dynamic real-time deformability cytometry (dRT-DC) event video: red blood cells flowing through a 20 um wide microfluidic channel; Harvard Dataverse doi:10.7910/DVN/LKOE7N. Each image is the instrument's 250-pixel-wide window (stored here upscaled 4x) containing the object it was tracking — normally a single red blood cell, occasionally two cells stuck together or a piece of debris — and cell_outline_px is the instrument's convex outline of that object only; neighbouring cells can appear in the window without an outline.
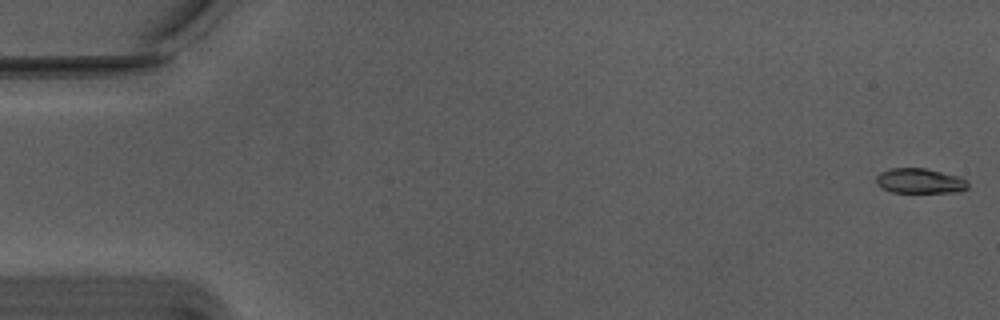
{"species": "Egyptian fruit bat (a non-hibernating species)", "species_latin": "Rousettus aegyptiacus", "temperature_condition": "warm", "stored_images_in_passage": 57, "segment_of_instrument_passage": [1, 2], "camera_frame_rate_fps": 3000, "um_per_image_px": 0.085, "animal": {"sex": "male"}, "frame": {"image": 1, "passage_image": 1, "time_ms": 0.0, "image_size_px": [1000, 320], "cell_outline_px": [[968, 188], [956, 192], [892, 192], [876, 184], [876, 176], [880, 172], [888, 168], [924, 168], [956, 176], [968, 180]], "centroid_in_image_um": [78.16, 15.37], "position_along_channel_um": 6.8, "area_um2": 13.24}}
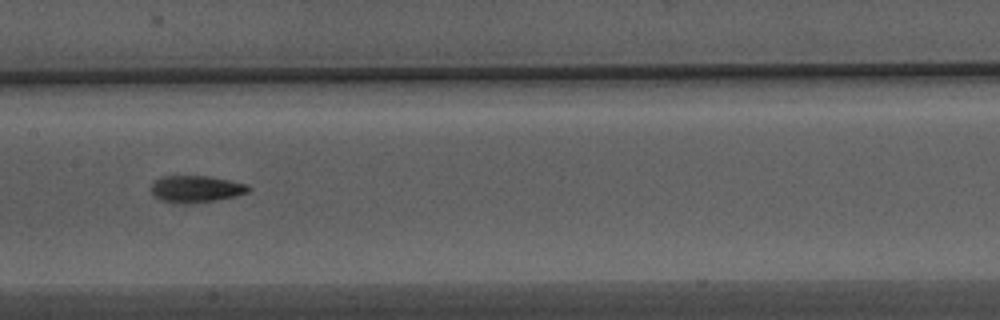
{"frame": {"image": 2, "passage_image": 28, "time_ms": 9.0, "image_size_px": [1000, 320], "cell_outline_px": [[252, 188], [248, 192], [236, 196], [216, 200], [160, 200], [152, 192], [152, 184], [156, 180], [164, 176], [208, 176], [248, 184]], "centroid_in_image_um": [16.75, 16.0], "position_along_channel_um": 190.6, "area_um2": 14.28}}
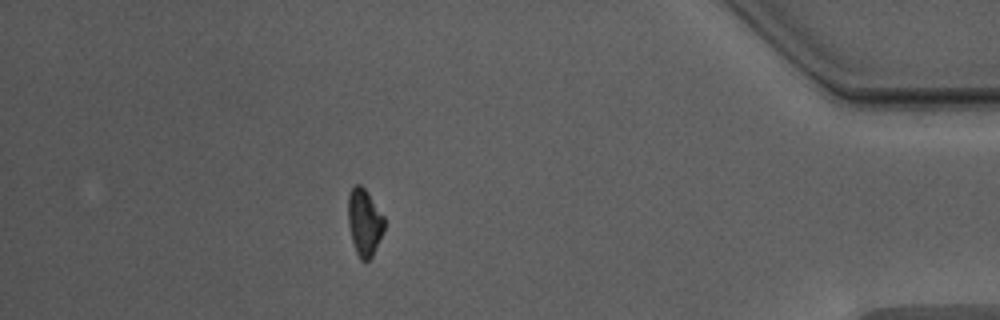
{"frame": {"image": 3, "passage_image": 49, "time_ms": 16.0, "image_size_px": [1000, 320], "cell_outline_px": [[384, 232], [372, 256], [368, 260], [360, 260], [356, 252], [352, 240], [348, 224], [348, 196], [352, 188], [356, 184], [360, 184], [364, 188], [384, 216]], "centroid_in_image_um": [30.97, 18.9], "position_along_channel_um": 404.2, "area_um2": 14.05}}